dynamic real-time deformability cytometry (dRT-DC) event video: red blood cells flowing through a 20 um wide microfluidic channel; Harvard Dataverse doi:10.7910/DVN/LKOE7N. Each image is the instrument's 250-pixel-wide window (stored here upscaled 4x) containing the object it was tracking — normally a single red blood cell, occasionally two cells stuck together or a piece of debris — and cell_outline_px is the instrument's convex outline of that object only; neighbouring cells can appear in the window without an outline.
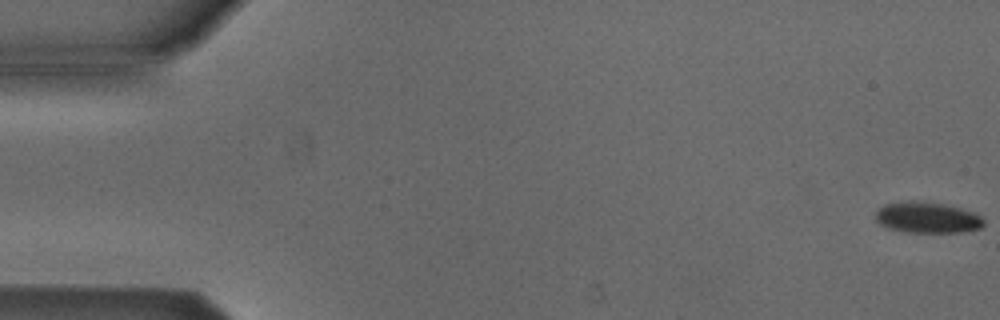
{"species": "Egyptian fruit bat (a non-hibernating species)", "species_latin": "Rousettus aegyptiacus", "temperature_condition": "cold", "stored_images_in_passage": 5, "camera_frame_rate_fps": 3000, "um_per_image_px": 0.085, "animal": {"sex": "male"}, "frame": {"image": 1, "passage_image": 1, "time_ms": 0.0, "image_size_px": [1000, 320], "cell_outline_px": [[984, 224], [980, 228], [960, 232], [904, 232], [888, 228], [880, 224], [876, 220], [876, 212], [884, 204], [908, 200], [920, 200], [944, 204], [976, 212], [984, 220]], "centroid_in_image_um": [78.82, 18.48], "position_along_channel_um": 6.2, "area_um2": 19.71}}
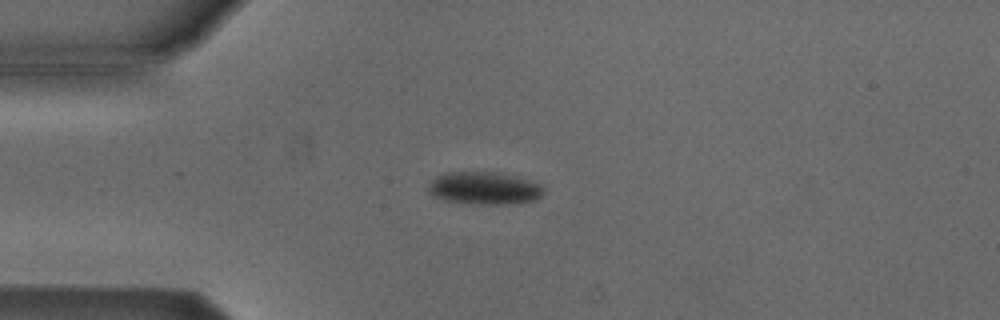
{"frame": {"image": 2, "passage_image": 4, "time_ms": 4.333, "image_size_px": [1000, 320], "cell_outline_px": [[544, 192], [536, 200], [496, 204], [468, 204], [444, 200], [432, 196], [428, 188], [428, 184], [436, 176], [444, 172], [500, 172], [516, 176], [540, 184], [544, 188]], "centroid_in_image_um": [41.12, 15.98], "position_along_channel_um": 43.9, "area_um2": 21.96}}